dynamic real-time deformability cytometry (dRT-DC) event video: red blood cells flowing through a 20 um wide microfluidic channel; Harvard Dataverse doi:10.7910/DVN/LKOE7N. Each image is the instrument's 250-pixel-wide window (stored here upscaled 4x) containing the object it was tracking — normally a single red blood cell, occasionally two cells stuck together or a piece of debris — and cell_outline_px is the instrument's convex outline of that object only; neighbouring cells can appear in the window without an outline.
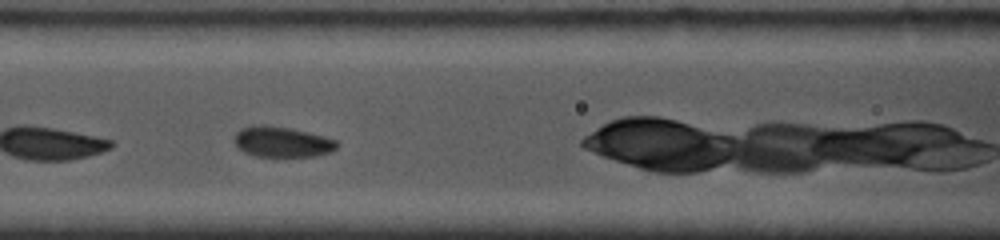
{"species": "common noctule bat (a hibernating species)", "species_latin": "Nyctalus noctula", "temperature_condition": "cold", "stored_images_in_passage": 11, "camera_frame_rate_fps": 5000, "um_per_image_px": 0.085, "animal": {"sex": "female", "body_mass_g": 19.0, "forearm_length_mm": 53.3}, "frame": {"image": 1, "passage_image": 5, "time_ms": 1.8, "image_size_px": [1000, 240], "cell_outline_px": [[340, 144], [336, 148], [328, 152], [316, 156], [256, 156], [244, 152], [232, 140], [236, 132], [240, 128], [252, 124], [264, 124], [288, 128], [308, 132], [324, 136], [336, 140]], "centroid_in_image_um": [23.94, 12.04], "position_along_channel_um": 142.7, "area_um2": 18.32}}